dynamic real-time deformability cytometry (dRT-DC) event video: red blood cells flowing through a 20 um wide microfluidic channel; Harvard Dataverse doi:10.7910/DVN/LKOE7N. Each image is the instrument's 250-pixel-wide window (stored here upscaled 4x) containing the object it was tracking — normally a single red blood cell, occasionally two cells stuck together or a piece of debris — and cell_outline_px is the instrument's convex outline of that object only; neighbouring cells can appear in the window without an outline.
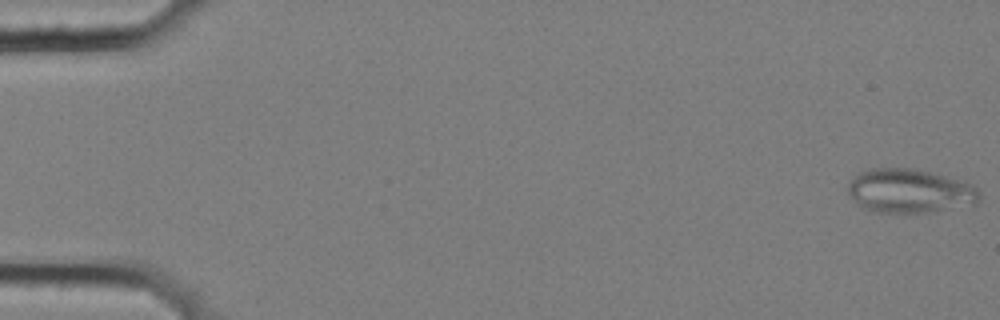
{"species": "common noctule bat (a hibernating species)", "species_latin": "Nyctalus noctula", "temperature_condition": "cold", "stored_images_in_passage": 6, "camera_frame_rate_fps": 3000, "um_per_image_px": 0.085, "animal": {"sex": "female", "body_mass_g": 25.1}, "frame": {"image": 1, "passage_image": 1, "time_ms": 0.0, "image_size_px": [1000, 320], "cell_outline_px": [[980, 196], [976, 204], [928, 212], [876, 212], [864, 208], [848, 192], [848, 184], [860, 172], [872, 168], [908, 168], [928, 172], [972, 184], [976, 188]], "centroid_in_image_um": [77.33, 16.23], "position_along_channel_um": 7.7, "area_um2": 32.95}}
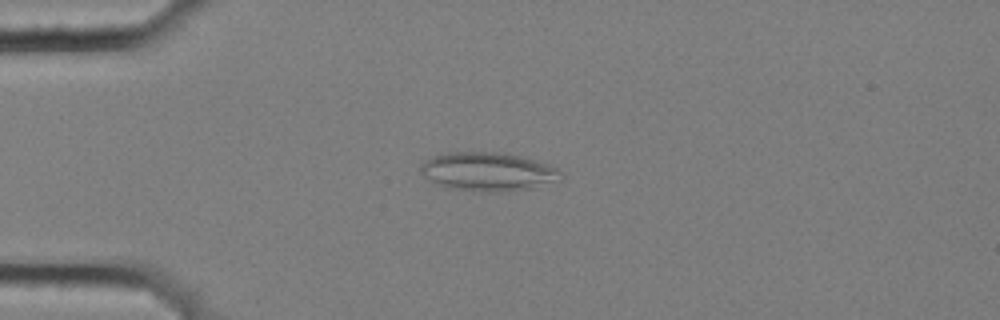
{"frame": {"image": 2, "passage_image": 5, "time_ms": 1.333, "image_size_px": [1000, 320], "cell_outline_px": [[564, 176], [560, 180], [532, 188], [504, 192], [484, 192], [456, 188], [440, 184], [424, 176], [420, 172], [420, 164], [424, 160], [448, 152], [500, 152], [520, 156], [556, 168], [564, 172]], "centroid_in_image_um": [41.51, 14.59], "position_along_channel_um": 43.5, "area_um2": 31.27}}